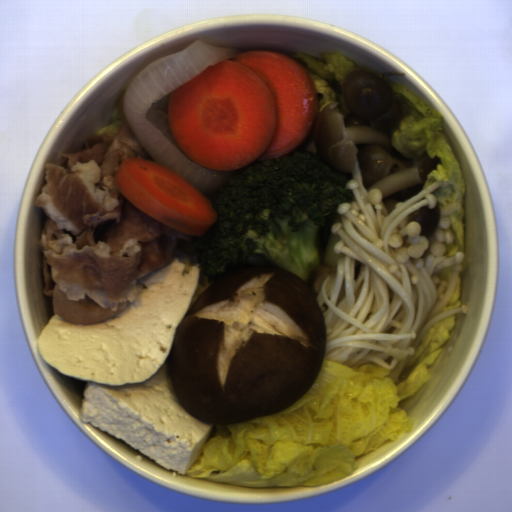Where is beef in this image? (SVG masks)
I'll list each match as a JSON object with an SVG mask.
<instances>
[{
    "mask_svg": "<svg viewBox=\"0 0 512 512\" xmlns=\"http://www.w3.org/2000/svg\"><path fill=\"white\" fill-rule=\"evenodd\" d=\"M82 140L85 150L46 163V179L34 199L46 212L36 247L43 253V293L52 297L54 314L79 326L138 305L137 280L169 264L177 239L193 242L118 190L115 179L126 158L153 161L128 124L116 134Z\"/></svg>",
    "mask_w": 512,
    "mask_h": 512,
    "instance_id": "1",
    "label": "beef"
}]
</instances>
